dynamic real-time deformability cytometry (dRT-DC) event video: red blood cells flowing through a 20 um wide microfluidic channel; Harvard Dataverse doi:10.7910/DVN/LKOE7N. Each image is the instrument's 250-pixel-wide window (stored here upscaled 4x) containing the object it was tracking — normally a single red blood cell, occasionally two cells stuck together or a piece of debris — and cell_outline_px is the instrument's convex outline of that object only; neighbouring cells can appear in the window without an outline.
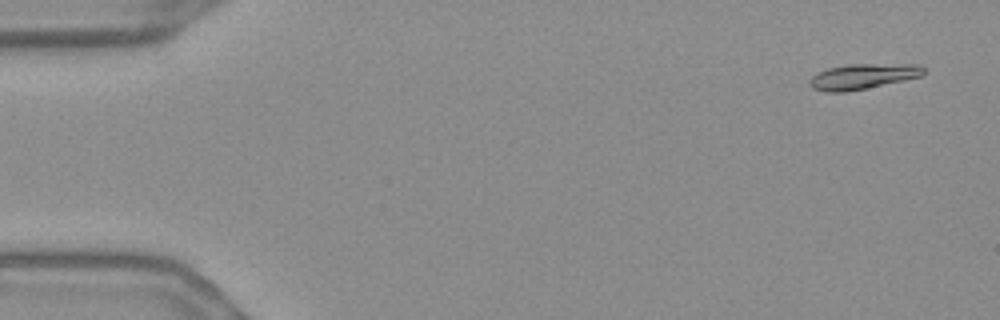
{"species": "Egyptian fruit bat (a non-hibernating species)", "species_latin": "Rousettus aegyptiacus", "temperature_condition": "warm", "stored_images_in_passage": 55, "camera_frame_rate_fps": 3000, "um_per_image_px": 0.085, "frame": {"image": 1, "passage_image": 3, "time_ms": 0.667, "image_size_px": [1000, 320], "cell_outline_px": [[924, 72], [920, 76], [904, 80], [844, 92], [828, 92], [812, 88], [808, 84], [808, 80], [816, 72], [828, 68], [848, 64], [920, 64], [924, 68]], "centroid_in_image_um": [73.29, 6.48], "position_along_channel_um": 11.7, "area_um2": 16.76}}
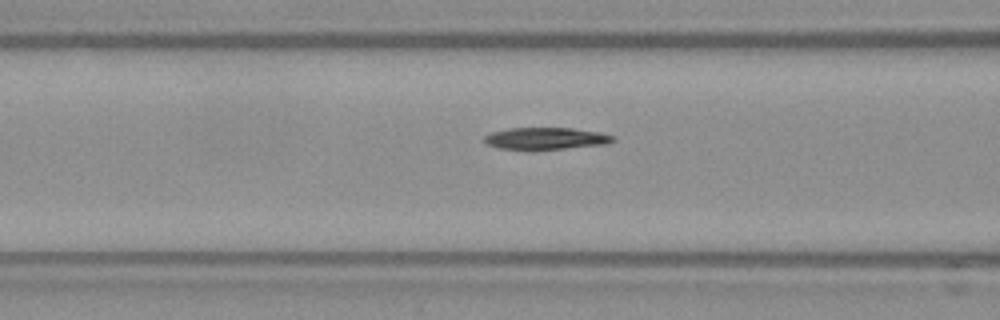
{"frame": {"image": 2, "passage_image": 22, "time_ms": 7.0, "image_size_px": [1000, 320], "cell_outline_px": [[616, 140], [608, 144], [536, 152], [532, 152], [500, 148], [488, 144], [484, 140], [484, 136], [492, 132], [508, 128], [572, 128], [600, 132], [616, 136]], "centroid_in_image_um": [46.44, 11.81], "position_along_channel_um": 120.2, "area_um2": 17.28}}
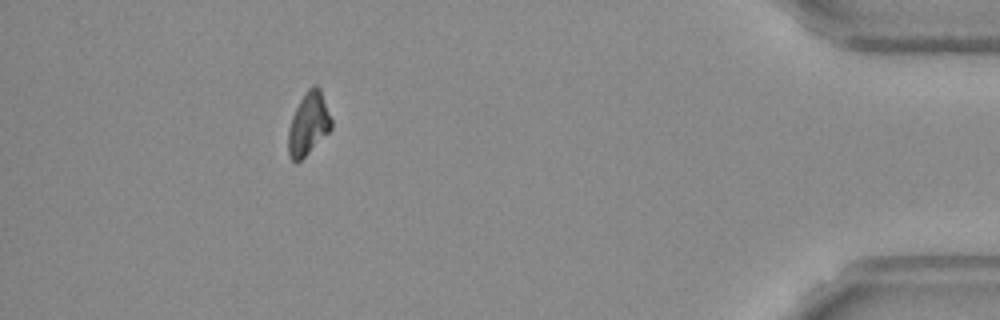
{"frame": {"image": 3, "passage_image": 50, "time_ms": 16.333, "image_size_px": [1000, 320], "cell_outline_px": [[332, 128], [296, 164], [288, 156], [288, 128], [292, 116], [304, 92], [312, 84], [316, 84], [320, 88], [332, 120]], "centroid_in_image_um": [26.2, 10.5], "position_along_channel_um": 409.0, "area_um2": 15.66}, "authors_computed_cell_mechanics": {"area_um2": 16.5886, "velocity_mm_per_s": 3.6845, "shape_relaxation_time_tau1_ms": 5.6866, "shape_relaxation_time_tau2_ms": null, "deformation_change_tau1": 0.1792, "deformation_change_tau2": null}}